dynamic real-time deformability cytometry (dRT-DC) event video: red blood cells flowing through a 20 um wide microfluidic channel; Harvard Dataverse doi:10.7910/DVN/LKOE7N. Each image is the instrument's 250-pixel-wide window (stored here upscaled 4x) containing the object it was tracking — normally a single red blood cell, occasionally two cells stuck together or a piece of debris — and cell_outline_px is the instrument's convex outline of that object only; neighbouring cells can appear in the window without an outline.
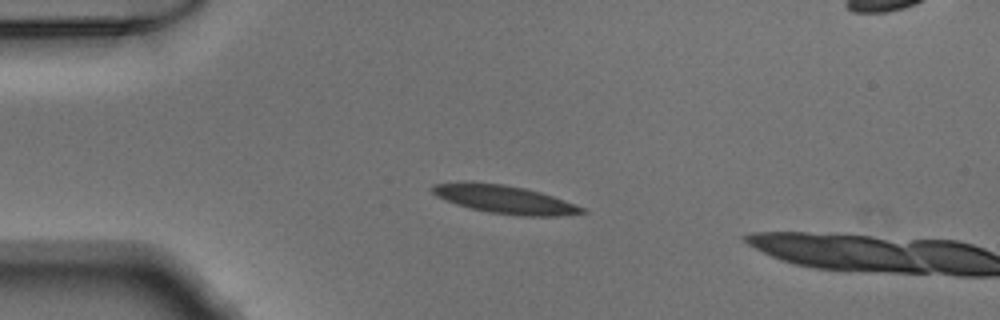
{"species": "Egyptian fruit bat (a non-hibernating species)", "species_latin": "Rousettus aegyptiacus", "temperature_condition": "warm", "stored_images_in_passage": 14, "camera_frame_rate_fps": 3000, "um_per_image_px": 0.085, "animal": {"sex": "male"}, "frame": {"image": 1, "passage_image": 12, "time_ms": 3.667, "image_size_px": [1000, 320], "cell_outline_px": [[588, 212], [556, 216], [520, 216], [488, 212], [456, 204], [436, 196], [428, 188], [432, 184], [464, 180], [472, 180], [504, 184], [524, 188], [540, 192], [552, 196], [584, 208]], "centroid_in_image_um": [42.78, 16.91], "position_along_channel_um": 42.2, "area_um2": 24.85}}